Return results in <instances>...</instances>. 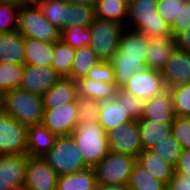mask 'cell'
<instances>
[{
	"mask_svg": "<svg viewBox=\"0 0 190 190\" xmlns=\"http://www.w3.org/2000/svg\"><path fill=\"white\" fill-rule=\"evenodd\" d=\"M149 39L139 31L125 28L111 63L116 86L121 89L139 71L147 69L146 56Z\"/></svg>",
	"mask_w": 190,
	"mask_h": 190,
	"instance_id": "cell-1",
	"label": "cell"
},
{
	"mask_svg": "<svg viewBox=\"0 0 190 190\" xmlns=\"http://www.w3.org/2000/svg\"><path fill=\"white\" fill-rule=\"evenodd\" d=\"M158 0L128 1V20L126 27L139 31L148 39L153 37H172L170 24L157 13Z\"/></svg>",
	"mask_w": 190,
	"mask_h": 190,
	"instance_id": "cell-2",
	"label": "cell"
},
{
	"mask_svg": "<svg viewBox=\"0 0 190 190\" xmlns=\"http://www.w3.org/2000/svg\"><path fill=\"white\" fill-rule=\"evenodd\" d=\"M3 112L20 124L30 127L40 125L43 119V97L15 88L3 94Z\"/></svg>",
	"mask_w": 190,
	"mask_h": 190,
	"instance_id": "cell-3",
	"label": "cell"
},
{
	"mask_svg": "<svg viewBox=\"0 0 190 190\" xmlns=\"http://www.w3.org/2000/svg\"><path fill=\"white\" fill-rule=\"evenodd\" d=\"M70 136L88 167H94L110 152L106 132L98 121L79 123Z\"/></svg>",
	"mask_w": 190,
	"mask_h": 190,
	"instance_id": "cell-4",
	"label": "cell"
},
{
	"mask_svg": "<svg viewBox=\"0 0 190 190\" xmlns=\"http://www.w3.org/2000/svg\"><path fill=\"white\" fill-rule=\"evenodd\" d=\"M17 31L25 38H33L50 43L60 40L61 34L60 30L47 20L35 2L20 5Z\"/></svg>",
	"mask_w": 190,
	"mask_h": 190,
	"instance_id": "cell-5",
	"label": "cell"
},
{
	"mask_svg": "<svg viewBox=\"0 0 190 190\" xmlns=\"http://www.w3.org/2000/svg\"><path fill=\"white\" fill-rule=\"evenodd\" d=\"M42 157L58 176L88 168L71 136L57 137L54 146Z\"/></svg>",
	"mask_w": 190,
	"mask_h": 190,
	"instance_id": "cell-6",
	"label": "cell"
},
{
	"mask_svg": "<svg viewBox=\"0 0 190 190\" xmlns=\"http://www.w3.org/2000/svg\"><path fill=\"white\" fill-rule=\"evenodd\" d=\"M89 28L91 34L89 46L100 61L111 62L114 53L118 50L120 38L126 26L114 21L95 18Z\"/></svg>",
	"mask_w": 190,
	"mask_h": 190,
	"instance_id": "cell-7",
	"label": "cell"
},
{
	"mask_svg": "<svg viewBox=\"0 0 190 190\" xmlns=\"http://www.w3.org/2000/svg\"><path fill=\"white\" fill-rule=\"evenodd\" d=\"M136 158L109 152L93 169L97 185H126Z\"/></svg>",
	"mask_w": 190,
	"mask_h": 190,
	"instance_id": "cell-8",
	"label": "cell"
},
{
	"mask_svg": "<svg viewBox=\"0 0 190 190\" xmlns=\"http://www.w3.org/2000/svg\"><path fill=\"white\" fill-rule=\"evenodd\" d=\"M109 150L137 159L143 151L138 120L121 124L106 132Z\"/></svg>",
	"mask_w": 190,
	"mask_h": 190,
	"instance_id": "cell-9",
	"label": "cell"
},
{
	"mask_svg": "<svg viewBox=\"0 0 190 190\" xmlns=\"http://www.w3.org/2000/svg\"><path fill=\"white\" fill-rule=\"evenodd\" d=\"M28 127L11 116L0 114V155L27 154Z\"/></svg>",
	"mask_w": 190,
	"mask_h": 190,
	"instance_id": "cell-10",
	"label": "cell"
},
{
	"mask_svg": "<svg viewBox=\"0 0 190 190\" xmlns=\"http://www.w3.org/2000/svg\"><path fill=\"white\" fill-rule=\"evenodd\" d=\"M77 101L44 108L42 125L57 137L70 136L78 125Z\"/></svg>",
	"mask_w": 190,
	"mask_h": 190,
	"instance_id": "cell-11",
	"label": "cell"
},
{
	"mask_svg": "<svg viewBox=\"0 0 190 190\" xmlns=\"http://www.w3.org/2000/svg\"><path fill=\"white\" fill-rule=\"evenodd\" d=\"M121 89L144 102L164 92L166 87L162 73L147 68L136 72Z\"/></svg>",
	"mask_w": 190,
	"mask_h": 190,
	"instance_id": "cell-12",
	"label": "cell"
},
{
	"mask_svg": "<svg viewBox=\"0 0 190 190\" xmlns=\"http://www.w3.org/2000/svg\"><path fill=\"white\" fill-rule=\"evenodd\" d=\"M58 175L43 159L29 157L23 187L27 190H56Z\"/></svg>",
	"mask_w": 190,
	"mask_h": 190,
	"instance_id": "cell-13",
	"label": "cell"
},
{
	"mask_svg": "<svg viewBox=\"0 0 190 190\" xmlns=\"http://www.w3.org/2000/svg\"><path fill=\"white\" fill-rule=\"evenodd\" d=\"M62 77L52 67L24 65L19 88L43 96Z\"/></svg>",
	"mask_w": 190,
	"mask_h": 190,
	"instance_id": "cell-14",
	"label": "cell"
},
{
	"mask_svg": "<svg viewBox=\"0 0 190 190\" xmlns=\"http://www.w3.org/2000/svg\"><path fill=\"white\" fill-rule=\"evenodd\" d=\"M28 160L27 154L0 155V190L23 187Z\"/></svg>",
	"mask_w": 190,
	"mask_h": 190,
	"instance_id": "cell-15",
	"label": "cell"
},
{
	"mask_svg": "<svg viewBox=\"0 0 190 190\" xmlns=\"http://www.w3.org/2000/svg\"><path fill=\"white\" fill-rule=\"evenodd\" d=\"M161 73L166 89L190 83V52L176 48Z\"/></svg>",
	"mask_w": 190,
	"mask_h": 190,
	"instance_id": "cell-16",
	"label": "cell"
},
{
	"mask_svg": "<svg viewBox=\"0 0 190 190\" xmlns=\"http://www.w3.org/2000/svg\"><path fill=\"white\" fill-rule=\"evenodd\" d=\"M172 96L169 89L144 101L143 113L139 120L150 122L173 123L175 119Z\"/></svg>",
	"mask_w": 190,
	"mask_h": 190,
	"instance_id": "cell-17",
	"label": "cell"
},
{
	"mask_svg": "<svg viewBox=\"0 0 190 190\" xmlns=\"http://www.w3.org/2000/svg\"><path fill=\"white\" fill-rule=\"evenodd\" d=\"M175 49L176 43L173 37L150 38L148 51L146 53L147 67L161 72Z\"/></svg>",
	"mask_w": 190,
	"mask_h": 190,
	"instance_id": "cell-18",
	"label": "cell"
},
{
	"mask_svg": "<svg viewBox=\"0 0 190 190\" xmlns=\"http://www.w3.org/2000/svg\"><path fill=\"white\" fill-rule=\"evenodd\" d=\"M44 108L76 102L78 99L77 81L63 77L43 96Z\"/></svg>",
	"mask_w": 190,
	"mask_h": 190,
	"instance_id": "cell-19",
	"label": "cell"
},
{
	"mask_svg": "<svg viewBox=\"0 0 190 190\" xmlns=\"http://www.w3.org/2000/svg\"><path fill=\"white\" fill-rule=\"evenodd\" d=\"M25 37L19 32L0 33V62L25 65Z\"/></svg>",
	"mask_w": 190,
	"mask_h": 190,
	"instance_id": "cell-20",
	"label": "cell"
},
{
	"mask_svg": "<svg viewBox=\"0 0 190 190\" xmlns=\"http://www.w3.org/2000/svg\"><path fill=\"white\" fill-rule=\"evenodd\" d=\"M136 162L146 169L155 179L162 181L166 185L169 184L174 176V166L167 163L151 150H143L137 157Z\"/></svg>",
	"mask_w": 190,
	"mask_h": 190,
	"instance_id": "cell-21",
	"label": "cell"
},
{
	"mask_svg": "<svg viewBox=\"0 0 190 190\" xmlns=\"http://www.w3.org/2000/svg\"><path fill=\"white\" fill-rule=\"evenodd\" d=\"M25 65L51 67L54 43L33 38H25Z\"/></svg>",
	"mask_w": 190,
	"mask_h": 190,
	"instance_id": "cell-22",
	"label": "cell"
},
{
	"mask_svg": "<svg viewBox=\"0 0 190 190\" xmlns=\"http://www.w3.org/2000/svg\"><path fill=\"white\" fill-rule=\"evenodd\" d=\"M57 136L42 124L28 127L27 155L29 157H42L55 143Z\"/></svg>",
	"mask_w": 190,
	"mask_h": 190,
	"instance_id": "cell-23",
	"label": "cell"
},
{
	"mask_svg": "<svg viewBox=\"0 0 190 190\" xmlns=\"http://www.w3.org/2000/svg\"><path fill=\"white\" fill-rule=\"evenodd\" d=\"M133 120L134 119L126 111V108L120 105L115 98L101 102L98 122L104 128L105 132Z\"/></svg>",
	"mask_w": 190,
	"mask_h": 190,
	"instance_id": "cell-24",
	"label": "cell"
},
{
	"mask_svg": "<svg viewBox=\"0 0 190 190\" xmlns=\"http://www.w3.org/2000/svg\"><path fill=\"white\" fill-rule=\"evenodd\" d=\"M77 88L78 96L92 98L100 102L114 99L118 90L116 83L100 82L85 77L77 80Z\"/></svg>",
	"mask_w": 190,
	"mask_h": 190,
	"instance_id": "cell-25",
	"label": "cell"
},
{
	"mask_svg": "<svg viewBox=\"0 0 190 190\" xmlns=\"http://www.w3.org/2000/svg\"><path fill=\"white\" fill-rule=\"evenodd\" d=\"M96 178L93 167L72 174L58 176L56 190H95Z\"/></svg>",
	"mask_w": 190,
	"mask_h": 190,
	"instance_id": "cell-26",
	"label": "cell"
},
{
	"mask_svg": "<svg viewBox=\"0 0 190 190\" xmlns=\"http://www.w3.org/2000/svg\"><path fill=\"white\" fill-rule=\"evenodd\" d=\"M95 17L126 26L128 20V0H97Z\"/></svg>",
	"mask_w": 190,
	"mask_h": 190,
	"instance_id": "cell-27",
	"label": "cell"
},
{
	"mask_svg": "<svg viewBox=\"0 0 190 190\" xmlns=\"http://www.w3.org/2000/svg\"><path fill=\"white\" fill-rule=\"evenodd\" d=\"M143 150H150L156 143L171 134L172 123L138 120Z\"/></svg>",
	"mask_w": 190,
	"mask_h": 190,
	"instance_id": "cell-28",
	"label": "cell"
},
{
	"mask_svg": "<svg viewBox=\"0 0 190 190\" xmlns=\"http://www.w3.org/2000/svg\"><path fill=\"white\" fill-rule=\"evenodd\" d=\"M101 61L90 46L80 47L75 50V56L70 69V78L77 81L86 77L88 71Z\"/></svg>",
	"mask_w": 190,
	"mask_h": 190,
	"instance_id": "cell-29",
	"label": "cell"
},
{
	"mask_svg": "<svg viewBox=\"0 0 190 190\" xmlns=\"http://www.w3.org/2000/svg\"><path fill=\"white\" fill-rule=\"evenodd\" d=\"M95 18V7L68 3L66 5L65 30L76 25L89 27Z\"/></svg>",
	"mask_w": 190,
	"mask_h": 190,
	"instance_id": "cell-30",
	"label": "cell"
},
{
	"mask_svg": "<svg viewBox=\"0 0 190 190\" xmlns=\"http://www.w3.org/2000/svg\"><path fill=\"white\" fill-rule=\"evenodd\" d=\"M75 56V49L61 39L54 42L52 68L63 78H70V69Z\"/></svg>",
	"mask_w": 190,
	"mask_h": 190,
	"instance_id": "cell-31",
	"label": "cell"
},
{
	"mask_svg": "<svg viewBox=\"0 0 190 190\" xmlns=\"http://www.w3.org/2000/svg\"><path fill=\"white\" fill-rule=\"evenodd\" d=\"M127 187L129 190H165L167 185L155 179L136 162L132 168Z\"/></svg>",
	"mask_w": 190,
	"mask_h": 190,
	"instance_id": "cell-32",
	"label": "cell"
},
{
	"mask_svg": "<svg viewBox=\"0 0 190 190\" xmlns=\"http://www.w3.org/2000/svg\"><path fill=\"white\" fill-rule=\"evenodd\" d=\"M36 3L53 26L60 32L65 30L66 0H38Z\"/></svg>",
	"mask_w": 190,
	"mask_h": 190,
	"instance_id": "cell-33",
	"label": "cell"
},
{
	"mask_svg": "<svg viewBox=\"0 0 190 190\" xmlns=\"http://www.w3.org/2000/svg\"><path fill=\"white\" fill-rule=\"evenodd\" d=\"M24 65L0 62V93L19 88Z\"/></svg>",
	"mask_w": 190,
	"mask_h": 190,
	"instance_id": "cell-34",
	"label": "cell"
},
{
	"mask_svg": "<svg viewBox=\"0 0 190 190\" xmlns=\"http://www.w3.org/2000/svg\"><path fill=\"white\" fill-rule=\"evenodd\" d=\"M150 150L174 167L177 165L182 151L180 144L172 134L164 137L163 140L156 143Z\"/></svg>",
	"mask_w": 190,
	"mask_h": 190,
	"instance_id": "cell-35",
	"label": "cell"
},
{
	"mask_svg": "<svg viewBox=\"0 0 190 190\" xmlns=\"http://www.w3.org/2000/svg\"><path fill=\"white\" fill-rule=\"evenodd\" d=\"M169 91L175 116L190 117V83L171 87Z\"/></svg>",
	"mask_w": 190,
	"mask_h": 190,
	"instance_id": "cell-36",
	"label": "cell"
},
{
	"mask_svg": "<svg viewBox=\"0 0 190 190\" xmlns=\"http://www.w3.org/2000/svg\"><path fill=\"white\" fill-rule=\"evenodd\" d=\"M60 39L75 50L80 47L89 46L91 41L90 28L80 25L69 27L61 31Z\"/></svg>",
	"mask_w": 190,
	"mask_h": 190,
	"instance_id": "cell-37",
	"label": "cell"
},
{
	"mask_svg": "<svg viewBox=\"0 0 190 190\" xmlns=\"http://www.w3.org/2000/svg\"><path fill=\"white\" fill-rule=\"evenodd\" d=\"M100 109V101L79 96L77 99L78 124L98 121Z\"/></svg>",
	"mask_w": 190,
	"mask_h": 190,
	"instance_id": "cell-38",
	"label": "cell"
},
{
	"mask_svg": "<svg viewBox=\"0 0 190 190\" xmlns=\"http://www.w3.org/2000/svg\"><path fill=\"white\" fill-rule=\"evenodd\" d=\"M19 7L13 3H0V33L17 31Z\"/></svg>",
	"mask_w": 190,
	"mask_h": 190,
	"instance_id": "cell-39",
	"label": "cell"
},
{
	"mask_svg": "<svg viewBox=\"0 0 190 190\" xmlns=\"http://www.w3.org/2000/svg\"><path fill=\"white\" fill-rule=\"evenodd\" d=\"M120 105L126 108V111L134 120H139L143 113V101L122 89H118L114 97Z\"/></svg>",
	"mask_w": 190,
	"mask_h": 190,
	"instance_id": "cell-40",
	"label": "cell"
},
{
	"mask_svg": "<svg viewBox=\"0 0 190 190\" xmlns=\"http://www.w3.org/2000/svg\"><path fill=\"white\" fill-rule=\"evenodd\" d=\"M171 134L182 150L190 149V117L176 116L172 123Z\"/></svg>",
	"mask_w": 190,
	"mask_h": 190,
	"instance_id": "cell-41",
	"label": "cell"
},
{
	"mask_svg": "<svg viewBox=\"0 0 190 190\" xmlns=\"http://www.w3.org/2000/svg\"><path fill=\"white\" fill-rule=\"evenodd\" d=\"M85 78L106 83H116L113 65L108 61H101L92 67Z\"/></svg>",
	"mask_w": 190,
	"mask_h": 190,
	"instance_id": "cell-42",
	"label": "cell"
},
{
	"mask_svg": "<svg viewBox=\"0 0 190 190\" xmlns=\"http://www.w3.org/2000/svg\"><path fill=\"white\" fill-rule=\"evenodd\" d=\"M185 0H158L157 13L170 25L173 23L176 15H178L180 4H184Z\"/></svg>",
	"mask_w": 190,
	"mask_h": 190,
	"instance_id": "cell-43",
	"label": "cell"
},
{
	"mask_svg": "<svg viewBox=\"0 0 190 190\" xmlns=\"http://www.w3.org/2000/svg\"><path fill=\"white\" fill-rule=\"evenodd\" d=\"M170 27L173 38L190 27V0H185L184 4H180L178 15H176Z\"/></svg>",
	"mask_w": 190,
	"mask_h": 190,
	"instance_id": "cell-44",
	"label": "cell"
},
{
	"mask_svg": "<svg viewBox=\"0 0 190 190\" xmlns=\"http://www.w3.org/2000/svg\"><path fill=\"white\" fill-rule=\"evenodd\" d=\"M167 187L170 190H190V175L174 173Z\"/></svg>",
	"mask_w": 190,
	"mask_h": 190,
	"instance_id": "cell-45",
	"label": "cell"
},
{
	"mask_svg": "<svg viewBox=\"0 0 190 190\" xmlns=\"http://www.w3.org/2000/svg\"><path fill=\"white\" fill-rule=\"evenodd\" d=\"M174 168V173L190 175V149L181 151L177 165Z\"/></svg>",
	"mask_w": 190,
	"mask_h": 190,
	"instance_id": "cell-46",
	"label": "cell"
},
{
	"mask_svg": "<svg viewBox=\"0 0 190 190\" xmlns=\"http://www.w3.org/2000/svg\"><path fill=\"white\" fill-rule=\"evenodd\" d=\"M174 39L176 48L190 52V27L178 33Z\"/></svg>",
	"mask_w": 190,
	"mask_h": 190,
	"instance_id": "cell-47",
	"label": "cell"
},
{
	"mask_svg": "<svg viewBox=\"0 0 190 190\" xmlns=\"http://www.w3.org/2000/svg\"><path fill=\"white\" fill-rule=\"evenodd\" d=\"M96 190H129L126 185H97Z\"/></svg>",
	"mask_w": 190,
	"mask_h": 190,
	"instance_id": "cell-48",
	"label": "cell"
},
{
	"mask_svg": "<svg viewBox=\"0 0 190 190\" xmlns=\"http://www.w3.org/2000/svg\"><path fill=\"white\" fill-rule=\"evenodd\" d=\"M68 3H76L95 7L97 0H66Z\"/></svg>",
	"mask_w": 190,
	"mask_h": 190,
	"instance_id": "cell-49",
	"label": "cell"
},
{
	"mask_svg": "<svg viewBox=\"0 0 190 190\" xmlns=\"http://www.w3.org/2000/svg\"><path fill=\"white\" fill-rule=\"evenodd\" d=\"M0 3H13L20 6L27 3V0H0Z\"/></svg>",
	"mask_w": 190,
	"mask_h": 190,
	"instance_id": "cell-50",
	"label": "cell"
},
{
	"mask_svg": "<svg viewBox=\"0 0 190 190\" xmlns=\"http://www.w3.org/2000/svg\"><path fill=\"white\" fill-rule=\"evenodd\" d=\"M3 112V94L0 93V114Z\"/></svg>",
	"mask_w": 190,
	"mask_h": 190,
	"instance_id": "cell-51",
	"label": "cell"
},
{
	"mask_svg": "<svg viewBox=\"0 0 190 190\" xmlns=\"http://www.w3.org/2000/svg\"><path fill=\"white\" fill-rule=\"evenodd\" d=\"M13 190H27V189L25 187H20V188L13 189Z\"/></svg>",
	"mask_w": 190,
	"mask_h": 190,
	"instance_id": "cell-52",
	"label": "cell"
},
{
	"mask_svg": "<svg viewBox=\"0 0 190 190\" xmlns=\"http://www.w3.org/2000/svg\"><path fill=\"white\" fill-rule=\"evenodd\" d=\"M38 0H27V3H29V2H37Z\"/></svg>",
	"mask_w": 190,
	"mask_h": 190,
	"instance_id": "cell-53",
	"label": "cell"
}]
</instances>
